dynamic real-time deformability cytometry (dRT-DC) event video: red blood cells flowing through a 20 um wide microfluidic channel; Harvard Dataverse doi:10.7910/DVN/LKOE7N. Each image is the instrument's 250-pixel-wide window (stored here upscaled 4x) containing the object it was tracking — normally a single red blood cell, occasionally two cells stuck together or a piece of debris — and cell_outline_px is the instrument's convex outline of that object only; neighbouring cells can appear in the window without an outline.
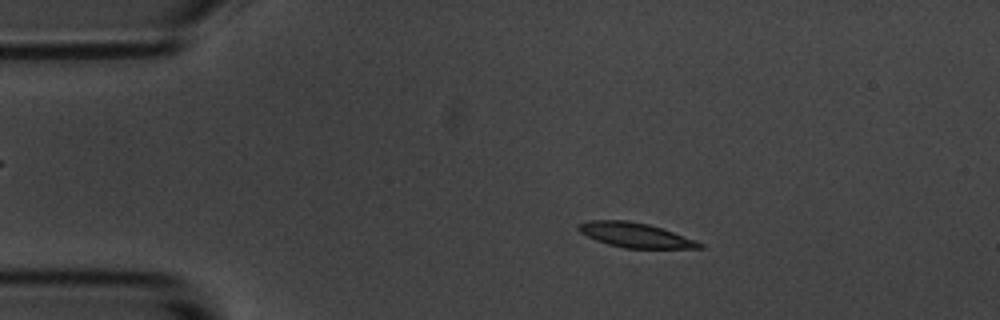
{"species": "common noctule bat (a hibernating species)", "species_latin": "Nyctalus noctula", "temperature_condition": "room temperature", "stored_images_in_passage": 4, "camera_frame_rate_fps": 3000, "um_per_image_px": 0.085, "animal": {"sex": "male", "body_mass_g": 20.1, "forearm_length_mm": 53.5}, "frame": {"image": 1, "passage_image": 1, "time_ms": 0.0, "image_size_px": [1000, 320], "cell_outline_px": [[704, 248], [624, 248], [608, 244], [596, 240], [580, 232], [576, 228], [576, 224], [588, 220], [628, 220], [648, 224], [696, 240], [704, 244]], "centroid_in_image_um": [53.96, 19.97], "position_along_channel_um": 31.0, "area_um2": 17.34}}
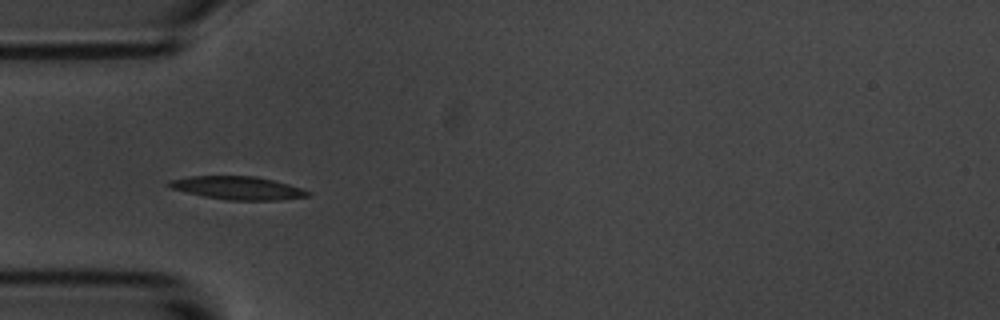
{"frame": {"image": 2, "passage_image": 3, "time_ms": 2.333, "image_size_px": [1000, 320], "cell_outline_px": [[312, 196], [280, 200], [228, 200], [204, 196], [168, 188], [164, 184], [168, 180], [188, 176], [256, 176], [288, 184], [312, 192]], "centroid_in_image_um": [20.17, 15.97], "position_along_channel_um": 64.8, "area_um2": 18.9}}
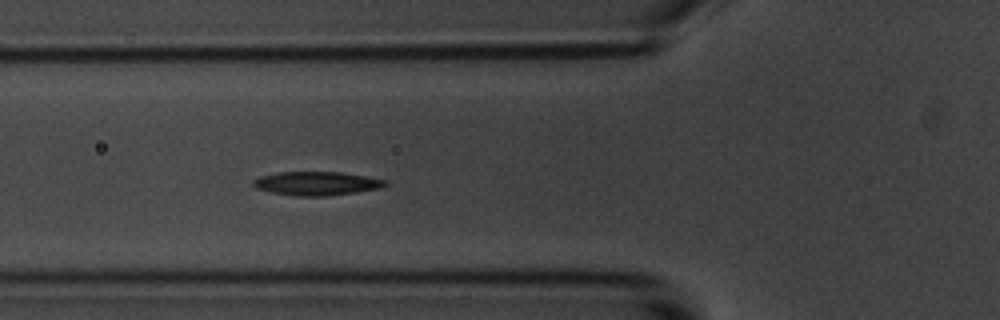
{"frame": {"image": 3, "passage_image": 4, "time_ms": 3.333, "image_size_px": [1000, 320], "cell_outline_px": [[388, 184], [380, 188], [356, 192], [324, 196], [292, 196], [272, 192], [256, 188], [252, 184], [252, 180], [260, 176], [280, 172], [340, 172], [368, 176], [388, 180]], "centroid_in_image_um": [26.93, 15.59], "position_along_channel_um": 98.9, "area_um2": 18.32}}